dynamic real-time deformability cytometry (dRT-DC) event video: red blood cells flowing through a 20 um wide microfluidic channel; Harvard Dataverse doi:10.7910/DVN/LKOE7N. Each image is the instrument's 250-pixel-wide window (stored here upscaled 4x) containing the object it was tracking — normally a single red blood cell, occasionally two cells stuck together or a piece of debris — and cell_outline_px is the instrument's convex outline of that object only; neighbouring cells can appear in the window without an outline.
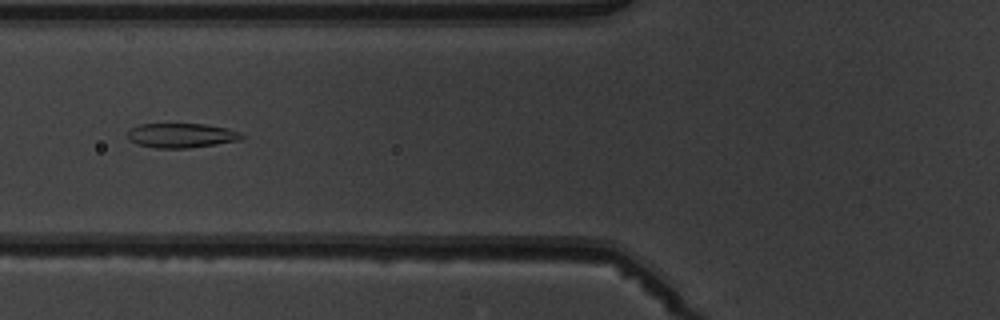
{"species": "common noctule bat (a hibernating species)", "species_latin": "Nyctalus noctula", "temperature_condition": "warm", "stored_images_in_passage": 7, "camera_frame_rate_fps": 3000, "um_per_image_px": 0.085, "animal": {"sex": "male", "body_mass_g": 19.5, "forearm_length_mm": 54.6}, "frame": {"image": 1, "passage_image": 7, "time_ms": 6.667, "image_size_px": [1000, 320], "cell_outline_px": [[244, 136], [240, 140], [216, 144], [188, 148], [156, 148], [136, 144], [128, 140], [128, 132], [132, 128], [140, 124], [204, 124], [228, 128], [240, 132]], "centroid_in_image_um": [15.41, 11.51], "position_along_channel_um": 110.4, "area_um2": 16.3}}